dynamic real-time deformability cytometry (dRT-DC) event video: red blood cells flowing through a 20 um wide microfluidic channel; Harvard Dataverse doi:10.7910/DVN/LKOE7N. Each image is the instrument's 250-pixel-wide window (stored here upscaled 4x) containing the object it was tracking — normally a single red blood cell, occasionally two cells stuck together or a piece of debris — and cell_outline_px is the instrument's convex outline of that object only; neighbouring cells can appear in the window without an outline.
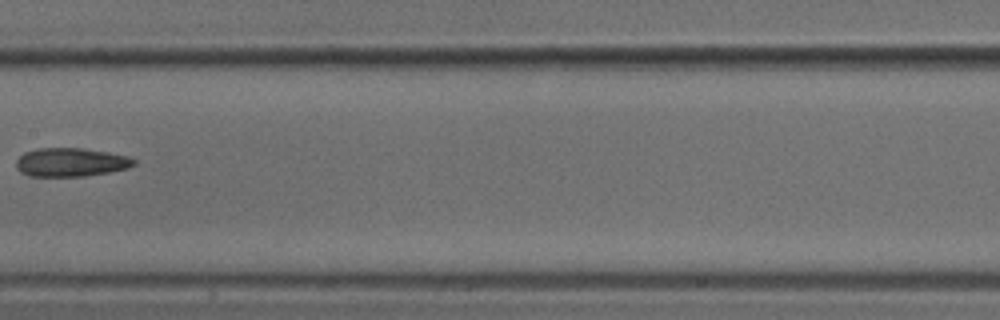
{"species": "common noctule bat (a hibernating species)", "species_latin": "Nyctalus noctula", "temperature_condition": "cold", "stored_images_in_passage": 5, "camera_frame_rate_fps": 3000, "um_per_image_px": 0.085, "animal": {"sex": "male", "body_mass_g": 18.8}, "frame": {"image": 1, "passage_image": 4, "time_ms": 1.0, "image_size_px": [1000, 320], "cell_outline_px": [[136, 164], [128, 168], [108, 172], [84, 176], [28, 176], [20, 172], [16, 168], [16, 160], [24, 152], [36, 148], [84, 148], [108, 152], [128, 156], [136, 160]], "centroid_in_image_um": [6.01, 13.78], "position_along_channel_um": 201.4, "area_um2": 19.77}}
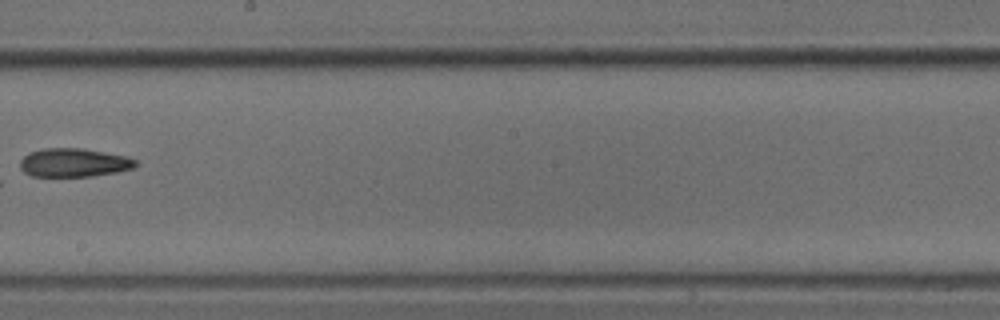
{"frame": {"image": 2, "passage_image": 5, "time_ms": 1.333, "image_size_px": [1000, 320], "cell_outline_px": [[136, 164], [132, 168], [116, 172], [92, 176], [32, 176], [24, 172], [20, 168], [20, 160], [28, 152], [44, 148], [80, 148], [128, 156], [136, 160]], "centroid_in_image_um": [6.25, 13.82], "position_along_channel_um": 242.0, "area_um2": 19.19}}